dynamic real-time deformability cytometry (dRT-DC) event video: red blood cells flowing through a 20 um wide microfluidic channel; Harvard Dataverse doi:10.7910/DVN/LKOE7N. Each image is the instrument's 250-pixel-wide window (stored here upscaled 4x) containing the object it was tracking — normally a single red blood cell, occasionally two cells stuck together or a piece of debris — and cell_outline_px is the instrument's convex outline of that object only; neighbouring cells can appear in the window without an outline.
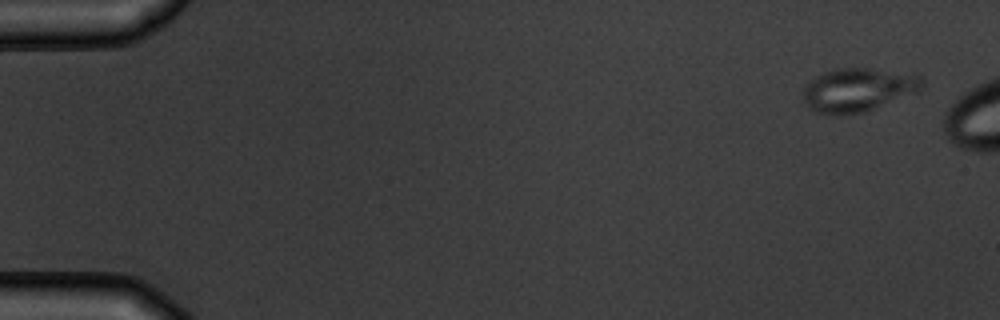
{"species": "common noctule bat (a hibernating species)", "species_latin": "Nyctalus noctula", "temperature_condition": "warm", "stored_images_in_passage": 6, "camera_frame_rate_fps": 3000, "um_per_image_px": 0.085, "animal": {"sex": "male", "body_mass_g": 19.5, "forearm_length_mm": 54.6}, "frame": {"image": 1, "passage_image": 1, "time_ms": 0.0, "image_size_px": [1000, 320], "cell_outline_px": [[924, 88], [916, 92], [864, 112], [844, 116], [840, 116], [816, 112], [808, 108], [804, 100], [804, 88], [816, 76], [824, 72], [840, 68], [872, 68], [920, 72], [924, 76]], "centroid_in_image_um": [73.03, 7.61], "position_along_channel_um": 12.0, "area_um2": 30.87}}